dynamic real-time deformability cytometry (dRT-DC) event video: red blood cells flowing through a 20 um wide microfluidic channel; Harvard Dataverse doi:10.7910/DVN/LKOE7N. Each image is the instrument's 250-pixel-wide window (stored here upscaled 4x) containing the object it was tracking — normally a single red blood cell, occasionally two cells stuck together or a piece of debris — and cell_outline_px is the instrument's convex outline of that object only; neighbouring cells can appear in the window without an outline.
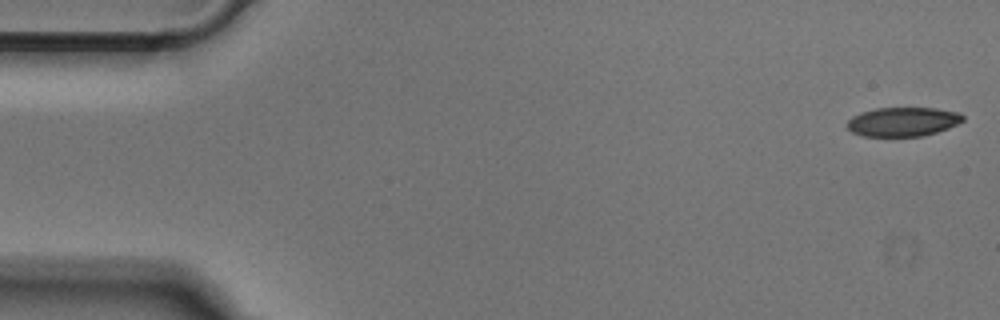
{"species": "Egyptian fruit bat (a non-hibernating species)", "species_latin": "Rousettus aegyptiacus", "temperature_condition": "cold", "stored_images_in_passage": 51, "camera_frame_rate_fps": 3000, "um_per_image_px": 0.085, "animal": {"sex": "male"}, "frame": {"image": 1, "passage_image": 1, "time_ms": 0.0, "image_size_px": [1000, 320], "cell_outline_px": [[964, 120], [948, 128], [936, 132], [920, 136], [864, 136], [852, 132], [848, 128], [848, 120], [852, 116], [860, 112], [876, 108], [936, 108], [960, 112], [964, 116]], "centroid_in_image_um": [76.75, 10.34], "position_along_channel_um": 8.2, "area_um2": 19.59}}
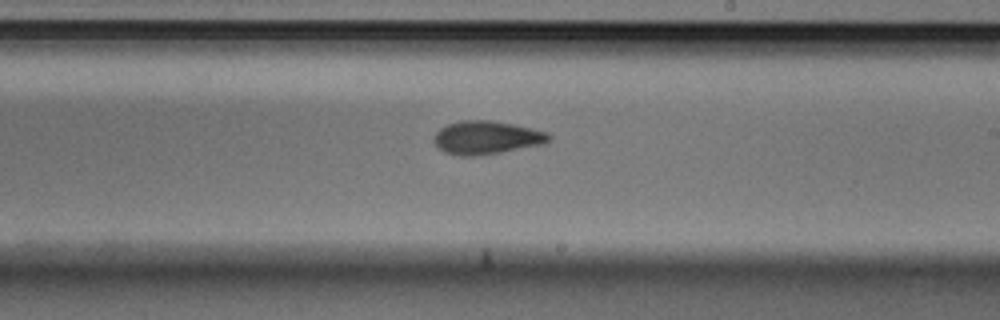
{"frame": {"image": 2, "passage_image": 29, "time_ms": 9.333, "image_size_px": [1000, 320], "cell_outline_px": [[552, 140], [544, 144], [500, 152], [472, 156], [460, 156], [444, 152], [436, 148], [432, 140], [436, 132], [440, 128], [448, 124], [460, 120], [488, 120], [512, 124], [532, 128], [548, 132], [552, 136]], "centroid_in_image_um": [41.34, 11.7], "position_along_channel_um": 247.7, "area_um2": 22.48}}
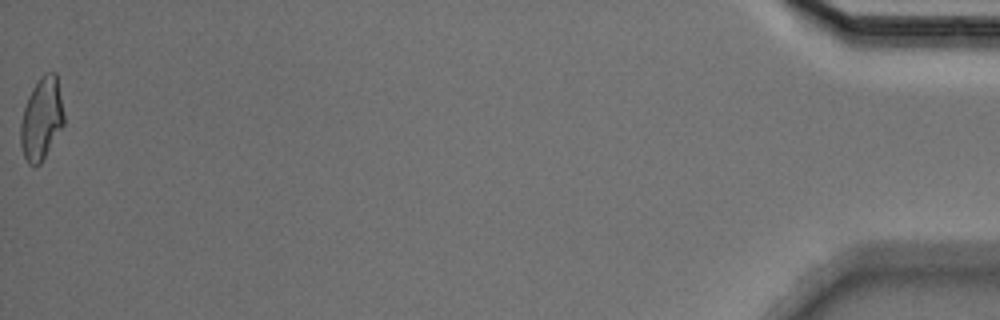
{"frame": {"image": 3, "passage_image": 51, "time_ms": 16.667, "image_size_px": [1000, 320], "cell_outline_px": [[64, 124], [40, 164], [28, 164], [24, 156], [20, 144], [20, 124], [24, 108], [28, 96], [32, 88], [40, 76], [44, 72], [56, 72], [64, 116]], "centroid_in_image_um": [3.52, 10.07], "position_along_channel_um": 431.7, "area_um2": 20.63}}